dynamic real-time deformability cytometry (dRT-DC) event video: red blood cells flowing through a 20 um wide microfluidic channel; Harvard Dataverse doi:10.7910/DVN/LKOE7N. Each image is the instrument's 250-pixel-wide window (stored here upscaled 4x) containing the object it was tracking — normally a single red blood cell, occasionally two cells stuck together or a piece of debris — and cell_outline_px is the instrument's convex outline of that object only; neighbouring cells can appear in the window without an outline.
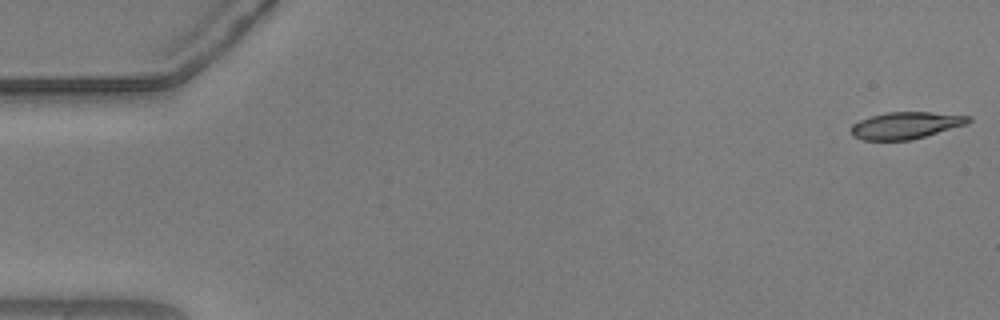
{"species": "common noctule bat (a hibernating species)", "species_latin": "Nyctalus noctula", "temperature_condition": "warm", "stored_images_in_passage": 14, "camera_frame_rate_fps": 3000, "um_per_image_px": 0.085, "animal": {"sex": "male", "body_mass_g": 20.5, "forearm_length_mm": 52.5}, "frame": {"image": 1, "passage_image": 1, "time_ms": 0.0, "image_size_px": [1000, 320], "cell_outline_px": [[972, 120], [968, 124], [912, 140], [864, 140], [852, 136], [852, 124], [860, 120], [872, 116], [888, 112], [932, 112], [972, 116]], "centroid_in_image_um": [77.04, 10.66], "position_along_channel_um": 8.0, "area_um2": 18.44}}
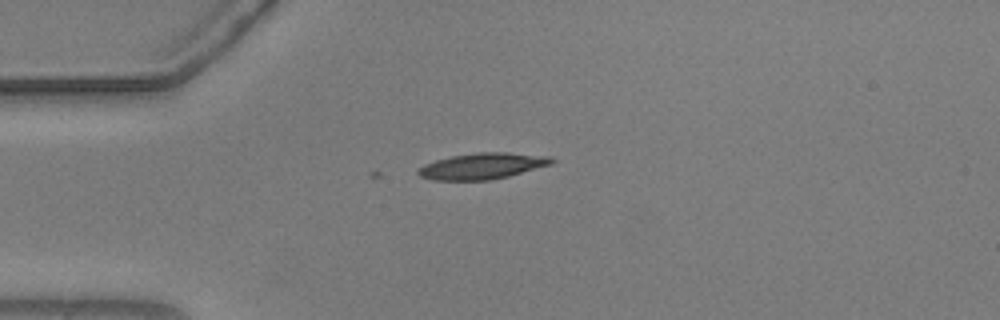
{"frame": {"image": 2, "passage_image": 14, "time_ms": 4.333, "image_size_px": [1000, 320], "cell_outline_px": [[556, 160], [552, 164], [508, 176], [488, 180], [432, 180], [420, 176], [416, 172], [424, 164], [436, 160], [452, 156], [476, 152], [508, 152], [552, 156]], "centroid_in_image_um": [41.03, 14.1], "position_along_channel_um": 44.0, "area_um2": 20.35}}